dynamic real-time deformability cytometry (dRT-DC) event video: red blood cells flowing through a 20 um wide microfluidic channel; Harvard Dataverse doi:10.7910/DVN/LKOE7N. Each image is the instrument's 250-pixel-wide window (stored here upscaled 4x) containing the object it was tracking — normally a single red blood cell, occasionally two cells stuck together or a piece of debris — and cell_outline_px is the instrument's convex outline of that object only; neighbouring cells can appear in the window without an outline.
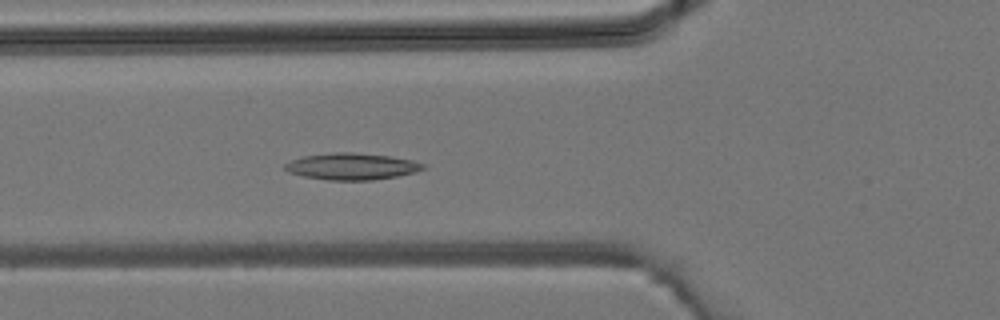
{"species": "common noctule bat (a hibernating species)", "species_latin": "Nyctalus noctula", "temperature_condition": "room temperature", "stored_images_in_passage": 35, "camera_frame_rate_fps": 3000, "um_per_image_px": 0.085, "animal": {"sex": "male", "body_mass_g": 19.2, "forearm_length_mm": 51.8}, "frame": {"image": 1, "passage_image": 10, "time_ms": 3.0, "image_size_px": [1000, 320], "cell_outline_px": [[428, 168], [416, 172], [396, 176], [372, 180], [328, 180], [304, 176], [288, 172], [284, 168], [284, 164], [292, 160], [304, 156], [332, 152], [352, 152], [392, 156], [412, 160], [424, 164]], "centroid_in_image_um": [29.93, 14.14], "position_along_channel_um": 95.9, "area_um2": 21.5}}
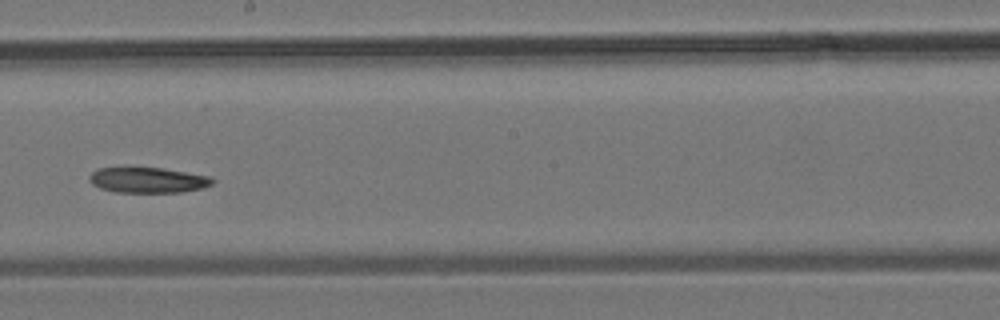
{"frame": {"image": 2, "passage_image": 18, "time_ms": 5.667, "image_size_px": [1000, 320], "cell_outline_px": [[216, 180], [212, 184], [204, 188], [180, 192], [116, 192], [100, 188], [92, 184], [88, 180], [88, 176], [96, 168], [124, 164], [164, 168], [208, 176]], "centroid_in_image_um": [12.47, 15.25], "position_along_channel_um": 235.7, "area_um2": 19.25}}
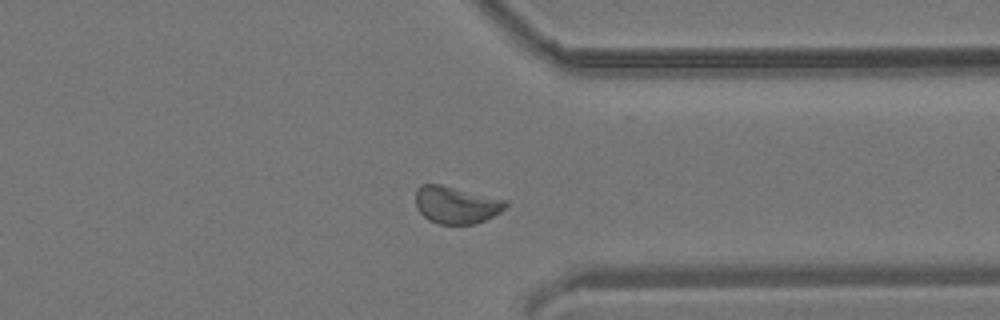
{"frame": {"image": 3, "passage_image": 26, "time_ms": 8.333, "image_size_px": [1000, 320], "cell_outline_px": [[508, 204], [500, 212], [484, 220], [472, 224], [440, 224], [428, 220], [416, 208], [416, 188], [420, 184], [440, 184], [508, 200]], "centroid_in_image_um": [38.75, 17.4], "position_along_channel_um": 372.6, "area_um2": 19.54}}